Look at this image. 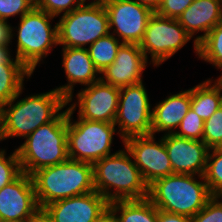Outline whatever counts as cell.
Segmentation results:
<instances>
[{"mask_svg": "<svg viewBox=\"0 0 222 222\" xmlns=\"http://www.w3.org/2000/svg\"><path fill=\"white\" fill-rule=\"evenodd\" d=\"M191 104V89L171 95L159 102L152 110L151 134L167 131L175 132L182 119L186 116Z\"/></svg>", "mask_w": 222, "mask_h": 222, "instance_id": "ffe728a7", "label": "cell"}, {"mask_svg": "<svg viewBox=\"0 0 222 222\" xmlns=\"http://www.w3.org/2000/svg\"><path fill=\"white\" fill-rule=\"evenodd\" d=\"M191 37L177 19L162 17L156 13L147 23L139 43L146 59L150 53L153 66H159L179 51Z\"/></svg>", "mask_w": 222, "mask_h": 222, "instance_id": "30bf717a", "label": "cell"}, {"mask_svg": "<svg viewBox=\"0 0 222 222\" xmlns=\"http://www.w3.org/2000/svg\"><path fill=\"white\" fill-rule=\"evenodd\" d=\"M73 103L67 108V146L69 159L94 164L102 158L112 155L111 145L116 132L114 123L92 121L78 118L71 121L76 109Z\"/></svg>", "mask_w": 222, "mask_h": 222, "instance_id": "8992f818", "label": "cell"}, {"mask_svg": "<svg viewBox=\"0 0 222 222\" xmlns=\"http://www.w3.org/2000/svg\"><path fill=\"white\" fill-rule=\"evenodd\" d=\"M199 58L222 69V21L198 44Z\"/></svg>", "mask_w": 222, "mask_h": 222, "instance_id": "d4e9b609", "label": "cell"}, {"mask_svg": "<svg viewBox=\"0 0 222 222\" xmlns=\"http://www.w3.org/2000/svg\"><path fill=\"white\" fill-rule=\"evenodd\" d=\"M40 209L70 197L95 191L93 164L68 159L31 174Z\"/></svg>", "mask_w": 222, "mask_h": 222, "instance_id": "6da1fadb", "label": "cell"}, {"mask_svg": "<svg viewBox=\"0 0 222 222\" xmlns=\"http://www.w3.org/2000/svg\"><path fill=\"white\" fill-rule=\"evenodd\" d=\"M39 210L31 175L22 172L0 190V220H28Z\"/></svg>", "mask_w": 222, "mask_h": 222, "instance_id": "5bb4252c", "label": "cell"}, {"mask_svg": "<svg viewBox=\"0 0 222 222\" xmlns=\"http://www.w3.org/2000/svg\"><path fill=\"white\" fill-rule=\"evenodd\" d=\"M171 174L148 186V199L159 210L193 217L212 197L204 176Z\"/></svg>", "mask_w": 222, "mask_h": 222, "instance_id": "277c9868", "label": "cell"}, {"mask_svg": "<svg viewBox=\"0 0 222 222\" xmlns=\"http://www.w3.org/2000/svg\"><path fill=\"white\" fill-rule=\"evenodd\" d=\"M109 33L108 15L101 3H84L58 22V44L63 47L85 48Z\"/></svg>", "mask_w": 222, "mask_h": 222, "instance_id": "ba28073f", "label": "cell"}, {"mask_svg": "<svg viewBox=\"0 0 222 222\" xmlns=\"http://www.w3.org/2000/svg\"><path fill=\"white\" fill-rule=\"evenodd\" d=\"M0 222H28V220H0Z\"/></svg>", "mask_w": 222, "mask_h": 222, "instance_id": "60d3db41", "label": "cell"}, {"mask_svg": "<svg viewBox=\"0 0 222 222\" xmlns=\"http://www.w3.org/2000/svg\"><path fill=\"white\" fill-rule=\"evenodd\" d=\"M177 20L191 38L197 31L204 32L194 40L198 53V44L222 21V0H194Z\"/></svg>", "mask_w": 222, "mask_h": 222, "instance_id": "d6986e66", "label": "cell"}, {"mask_svg": "<svg viewBox=\"0 0 222 222\" xmlns=\"http://www.w3.org/2000/svg\"><path fill=\"white\" fill-rule=\"evenodd\" d=\"M114 124L120 129L118 134L122 141L151 134L152 110L142 82L120 88Z\"/></svg>", "mask_w": 222, "mask_h": 222, "instance_id": "9c48e42d", "label": "cell"}, {"mask_svg": "<svg viewBox=\"0 0 222 222\" xmlns=\"http://www.w3.org/2000/svg\"><path fill=\"white\" fill-rule=\"evenodd\" d=\"M84 2L86 0H83ZM107 0H94L93 3H101V4H104Z\"/></svg>", "mask_w": 222, "mask_h": 222, "instance_id": "b9f144b4", "label": "cell"}, {"mask_svg": "<svg viewBox=\"0 0 222 222\" xmlns=\"http://www.w3.org/2000/svg\"><path fill=\"white\" fill-rule=\"evenodd\" d=\"M36 6V0H0V20L19 15L20 18Z\"/></svg>", "mask_w": 222, "mask_h": 222, "instance_id": "4dcf8cb0", "label": "cell"}, {"mask_svg": "<svg viewBox=\"0 0 222 222\" xmlns=\"http://www.w3.org/2000/svg\"><path fill=\"white\" fill-rule=\"evenodd\" d=\"M84 3L83 0H36V7L51 16L58 17L63 11V14L70 13Z\"/></svg>", "mask_w": 222, "mask_h": 222, "instance_id": "f546056e", "label": "cell"}, {"mask_svg": "<svg viewBox=\"0 0 222 222\" xmlns=\"http://www.w3.org/2000/svg\"><path fill=\"white\" fill-rule=\"evenodd\" d=\"M8 46H0V64L1 63H21L16 57L13 61Z\"/></svg>", "mask_w": 222, "mask_h": 222, "instance_id": "d590c367", "label": "cell"}, {"mask_svg": "<svg viewBox=\"0 0 222 222\" xmlns=\"http://www.w3.org/2000/svg\"><path fill=\"white\" fill-rule=\"evenodd\" d=\"M147 61L139 44L123 43L114 62L100 73V79L117 88L141 83Z\"/></svg>", "mask_w": 222, "mask_h": 222, "instance_id": "e0dca14e", "label": "cell"}, {"mask_svg": "<svg viewBox=\"0 0 222 222\" xmlns=\"http://www.w3.org/2000/svg\"><path fill=\"white\" fill-rule=\"evenodd\" d=\"M2 129H3V104L0 103V141L2 136Z\"/></svg>", "mask_w": 222, "mask_h": 222, "instance_id": "ab89813d", "label": "cell"}, {"mask_svg": "<svg viewBox=\"0 0 222 222\" xmlns=\"http://www.w3.org/2000/svg\"><path fill=\"white\" fill-rule=\"evenodd\" d=\"M154 135L133 136L123 141L141 176L149 186L155 180L174 174L164 144V136L155 142Z\"/></svg>", "mask_w": 222, "mask_h": 222, "instance_id": "8fae6325", "label": "cell"}, {"mask_svg": "<svg viewBox=\"0 0 222 222\" xmlns=\"http://www.w3.org/2000/svg\"><path fill=\"white\" fill-rule=\"evenodd\" d=\"M220 197L212 196L204 208L191 217V222H222V201Z\"/></svg>", "mask_w": 222, "mask_h": 222, "instance_id": "1f68e13d", "label": "cell"}, {"mask_svg": "<svg viewBox=\"0 0 222 222\" xmlns=\"http://www.w3.org/2000/svg\"><path fill=\"white\" fill-rule=\"evenodd\" d=\"M63 62L67 85L56 88L66 99L67 104L72 101L73 87L75 84L89 86L100 80L96 78L99 71L95 68L92 59L89 56L87 48H68L63 47Z\"/></svg>", "mask_w": 222, "mask_h": 222, "instance_id": "ac0fdd59", "label": "cell"}, {"mask_svg": "<svg viewBox=\"0 0 222 222\" xmlns=\"http://www.w3.org/2000/svg\"><path fill=\"white\" fill-rule=\"evenodd\" d=\"M211 83V79H208L191 89L190 108L203 121L209 119L222 106V78L216 79L212 85Z\"/></svg>", "mask_w": 222, "mask_h": 222, "instance_id": "44dd1931", "label": "cell"}, {"mask_svg": "<svg viewBox=\"0 0 222 222\" xmlns=\"http://www.w3.org/2000/svg\"><path fill=\"white\" fill-rule=\"evenodd\" d=\"M202 141L209 149L222 147V106L204 121Z\"/></svg>", "mask_w": 222, "mask_h": 222, "instance_id": "4316f807", "label": "cell"}, {"mask_svg": "<svg viewBox=\"0 0 222 222\" xmlns=\"http://www.w3.org/2000/svg\"><path fill=\"white\" fill-rule=\"evenodd\" d=\"M209 150L203 176L211 195L222 198V147Z\"/></svg>", "mask_w": 222, "mask_h": 222, "instance_id": "484cf974", "label": "cell"}, {"mask_svg": "<svg viewBox=\"0 0 222 222\" xmlns=\"http://www.w3.org/2000/svg\"><path fill=\"white\" fill-rule=\"evenodd\" d=\"M108 15L109 30L125 44H139L149 19L154 12L132 0H107L104 3Z\"/></svg>", "mask_w": 222, "mask_h": 222, "instance_id": "7c38bea8", "label": "cell"}, {"mask_svg": "<svg viewBox=\"0 0 222 222\" xmlns=\"http://www.w3.org/2000/svg\"><path fill=\"white\" fill-rule=\"evenodd\" d=\"M158 222H191V217L158 209Z\"/></svg>", "mask_w": 222, "mask_h": 222, "instance_id": "836d02e7", "label": "cell"}, {"mask_svg": "<svg viewBox=\"0 0 222 222\" xmlns=\"http://www.w3.org/2000/svg\"><path fill=\"white\" fill-rule=\"evenodd\" d=\"M164 144L174 174L204 175L210 150L203 141L172 133L164 135Z\"/></svg>", "mask_w": 222, "mask_h": 222, "instance_id": "2e32d148", "label": "cell"}, {"mask_svg": "<svg viewBox=\"0 0 222 222\" xmlns=\"http://www.w3.org/2000/svg\"><path fill=\"white\" fill-rule=\"evenodd\" d=\"M109 207L97 191L50 203L42 208L52 222H95Z\"/></svg>", "mask_w": 222, "mask_h": 222, "instance_id": "4fadbf2b", "label": "cell"}, {"mask_svg": "<svg viewBox=\"0 0 222 222\" xmlns=\"http://www.w3.org/2000/svg\"><path fill=\"white\" fill-rule=\"evenodd\" d=\"M28 222H52L45 212L40 209L34 216L28 219Z\"/></svg>", "mask_w": 222, "mask_h": 222, "instance_id": "74e56055", "label": "cell"}, {"mask_svg": "<svg viewBox=\"0 0 222 222\" xmlns=\"http://www.w3.org/2000/svg\"><path fill=\"white\" fill-rule=\"evenodd\" d=\"M32 73L22 63L0 64V103L3 105L13 99L23 88L24 77Z\"/></svg>", "mask_w": 222, "mask_h": 222, "instance_id": "603a6c76", "label": "cell"}, {"mask_svg": "<svg viewBox=\"0 0 222 222\" xmlns=\"http://www.w3.org/2000/svg\"><path fill=\"white\" fill-rule=\"evenodd\" d=\"M13 28L5 20H0V46H9V43L14 36Z\"/></svg>", "mask_w": 222, "mask_h": 222, "instance_id": "e575fe53", "label": "cell"}, {"mask_svg": "<svg viewBox=\"0 0 222 222\" xmlns=\"http://www.w3.org/2000/svg\"><path fill=\"white\" fill-rule=\"evenodd\" d=\"M125 150H119L93 164L95 191L109 203L148 198V185L132 161V156Z\"/></svg>", "mask_w": 222, "mask_h": 222, "instance_id": "7a4b0ae2", "label": "cell"}, {"mask_svg": "<svg viewBox=\"0 0 222 222\" xmlns=\"http://www.w3.org/2000/svg\"><path fill=\"white\" fill-rule=\"evenodd\" d=\"M108 208L117 222H158V209L148 198L113 201ZM117 212H120V216Z\"/></svg>", "mask_w": 222, "mask_h": 222, "instance_id": "7402d4cb", "label": "cell"}, {"mask_svg": "<svg viewBox=\"0 0 222 222\" xmlns=\"http://www.w3.org/2000/svg\"><path fill=\"white\" fill-rule=\"evenodd\" d=\"M119 42L120 39H117L115 34L109 33L108 35L99 38L87 48L89 56L99 73H102L114 62L118 49L123 44L122 42Z\"/></svg>", "mask_w": 222, "mask_h": 222, "instance_id": "cb8c5ba5", "label": "cell"}, {"mask_svg": "<svg viewBox=\"0 0 222 222\" xmlns=\"http://www.w3.org/2000/svg\"><path fill=\"white\" fill-rule=\"evenodd\" d=\"M5 154V150L0 149V190L22 173L16 149L8 158Z\"/></svg>", "mask_w": 222, "mask_h": 222, "instance_id": "83f0119b", "label": "cell"}, {"mask_svg": "<svg viewBox=\"0 0 222 222\" xmlns=\"http://www.w3.org/2000/svg\"><path fill=\"white\" fill-rule=\"evenodd\" d=\"M22 91L23 88L3 105L1 141L9 137L25 138L41 125L52 121L67 105V99L57 89L31 95L13 104Z\"/></svg>", "mask_w": 222, "mask_h": 222, "instance_id": "3957f363", "label": "cell"}, {"mask_svg": "<svg viewBox=\"0 0 222 222\" xmlns=\"http://www.w3.org/2000/svg\"><path fill=\"white\" fill-rule=\"evenodd\" d=\"M95 222H117L114 213L108 208Z\"/></svg>", "mask_w": 222, "mask_h": 222, "instance_id": "f35d334b", "label": "cell"}, {"mask_svg": "<svg viewBox=\"0 0 222 222\" xmlns=\"http://www.w3.org/2000/svg\"><path fill=\"white\" fill-rule=\"evenodd\" d=\"M25 138L16 149L22 172L31 175L40 168L67 161V110Z\"/></svg>", "mask_w": 222, "mask_h": 222, "instance_id": "5b68a950", "label": "cell"}, {"mask_svg": "<svg viewBox=\"0 0 222 222\" xmlns=\"http://www.w3.org/2000/svg\"><path fill=\"white\" fill-rule=\"evenodd\" d=\"M179 128V132H174L176 136L202 141L204 121L191 108L180 122Z\"/></svg>", "mask_w": 222, "mask_h": 222, "instance_id": "f1b7e54d", "label": "cell"}, {"mask_svg": "<svg viewBox=\"0 0 222 222\" xmlns=\"http://www.w3.org/2000/svg\"><path fill=\"white\" fill-rule=\"evenodd\" d=\"M120 88L101 79L82 89L78 94V118L114 123L119 103Z\"/></svg>", "mask_w": 222, "mask_h": 222, "instance_id": "9a60e30c", "label": "cell"}, {"mask_svg": "<svg viewBox=\"0 0 222 222\" xmlns=\"http://www.w3.org/2000/svg\"><path fill=\"white\" fill-rule=\"evenodd\" d=\"M54 16L36 6L20 18L16 58L33 74L53 45H58V23L51 28Z\"/></svg>", "mask_w": 222, "mask_h": 222, "instance_id": "52a82bcc", "label": "cell"}, {"mask_svg": "<svg viewBox=\"0 0 222 222\" xmlns=\"http://www.w3.org/2000/svg\"><path fill=\"white\" fill-rule=\"evenodd\" d=\"M138 4H141L145 7H148L150 10H152L154 13L159 8L162 0H132Z\"/></svg>", "mask_w": 222, "mask_h": 222, "instance_id": "8d00e7d4", "label": "cell"}, {"mask_svg": "<svg viewBox=\"0 0 222 222\" xmlns=\"http://www.w3.org/2000/svg\"><path fill=\"white\" fill-rule=\"evenodd\" d=\"M194 0H162L155 12L162 17L177 19Z\"/></svg>", "mask_w": 222, "mask_h": 222, "instance_id": "d6a6232c", "label": "cell"}]
</instances>
